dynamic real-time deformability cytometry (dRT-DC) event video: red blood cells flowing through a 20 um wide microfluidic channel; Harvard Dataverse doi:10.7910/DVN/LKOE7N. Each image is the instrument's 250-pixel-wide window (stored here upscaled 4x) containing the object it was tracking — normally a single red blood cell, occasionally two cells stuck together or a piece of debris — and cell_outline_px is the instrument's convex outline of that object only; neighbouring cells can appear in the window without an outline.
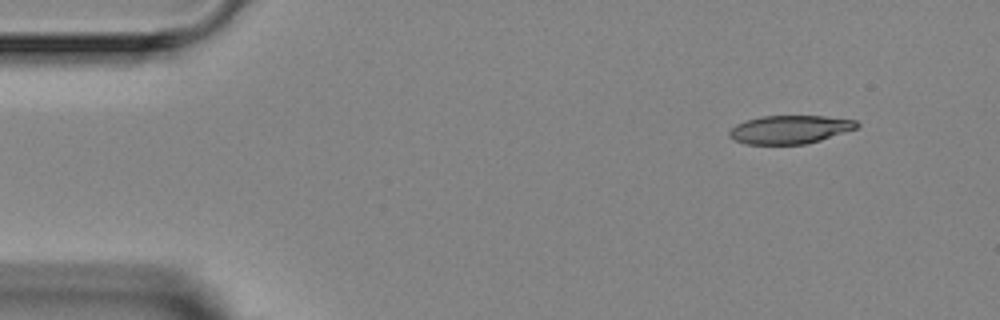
{"species": "Egyptian fruit bat (a non-hibernating species)", "species_latin": "Rousettus aegyptiacus", "temperature_condition": "room temperature", "stored_images_in_passage": 5, "camera_frame_rate_fps": 3000, "um_per_image_px": 0.085, "animal": {"sex": "female"}, "frame": {"image": 1, "passage_image": 1, "time_ms": 0.0, "image_size_px": [1000, 320], "cell_outline_px": [[860, 124], [856, 128], [820, 140], [804, 144], [744, 144], [728, 136], [728, 132], [736, 124], [744, 120], [760, 116], [824, 116], [856, 120]], "centroid_in_image_um": [67.1, 11.0], "position_along_channel_um": 17.9, "area_um2": 20.98}}
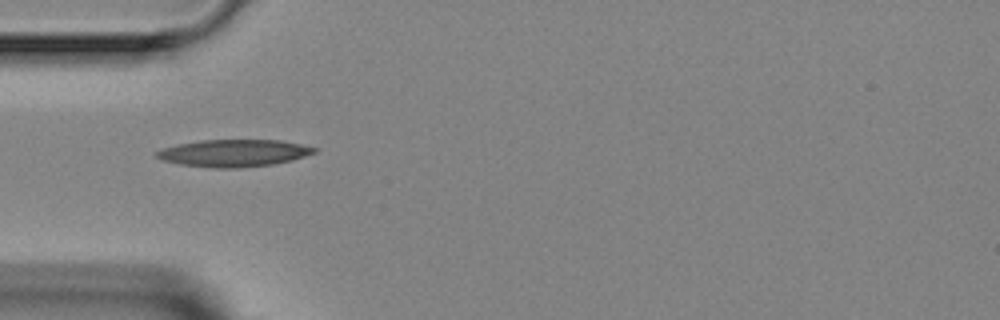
{"frame": {"image": 2, "passage_image": 4, "time_ms": 3.333, "image_size_px": [1000, 320], "cell_outline_px": [[316, 152], [292, 160], [272, 164], [240, 168], [212, 168], [180, 164], [160, 160], [156, 156], [156, 152], [164, 148], [176, 144], [204, 140], [280, 140], [300, 144], [316, 148]], "centroid_in_image_um": [19.84, 13.01], "position_along_channel_um": 65.2, "area_um2": 24.85}}
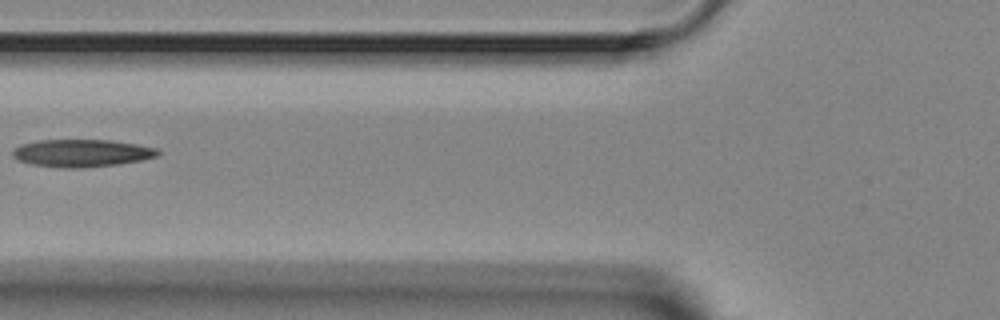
{"frame": {"image": 3, "passage_image": 5, "time_ms": 4.667, "image_size_px": [1000, 320], "cell_outline_px": [[160, 152], [156, 156], [140, 160], [116, 164], [84, 168], [64, 168], [32, 164], [16, 160], [12, 156], [12, 152], [16, 148], [24, 144], [36, 140], [112, 140], [136, 144], [156, 148]], "centroid_in_image_um": [6.92, 13.01], "position_along_channel_um": 118.9, "area_um2": 23.12}}